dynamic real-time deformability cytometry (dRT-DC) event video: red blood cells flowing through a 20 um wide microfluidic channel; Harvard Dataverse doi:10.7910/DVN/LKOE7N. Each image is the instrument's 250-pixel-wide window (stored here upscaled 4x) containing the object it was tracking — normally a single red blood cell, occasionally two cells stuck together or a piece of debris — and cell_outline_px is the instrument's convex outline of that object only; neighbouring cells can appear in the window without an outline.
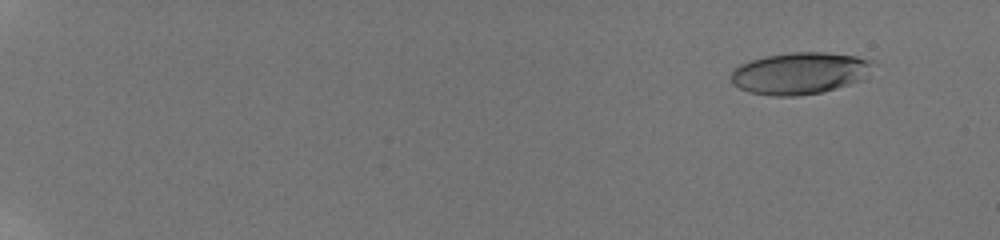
{"species": "human", "species_latin": "Homo sapiens", "temperature_condition": "room temperature", "stored_images_in_passage": 101, "camera_frame_rate_fps": 3000, "um_per_image_px": 0.085, "donor": {"sex": "male"}, "frame": {"image": 1, "passage_image": 4, "time_ms": 0.333, "image_size_px": [1000, 240], "cell_outline_px": [[868, 64], [864, 80], [836, 88], [820, 92], [796, 96], [772, 96], [748, 92], [732, 84], [728, 76], [740, 64], [748, 60], [768, 56], [792, 52], [828, 52], [856, 56], [868, 60]], "centroid_in_image_um": [67.88, 6.23], "position_along_channel_um": 17.1, "area_um2": 34.33}}
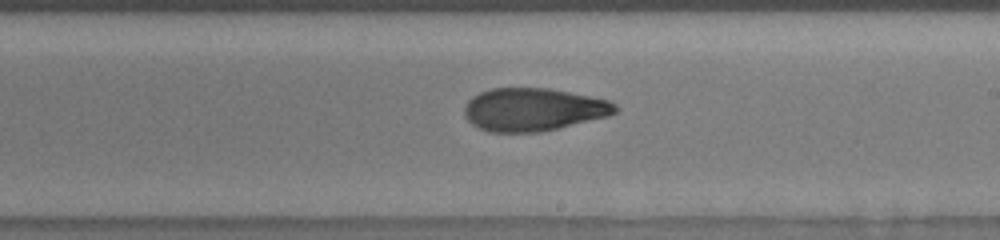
{"frame": {"image": 2, "passage_image": 77, "time_ms": 11.333, "image_size_px": [1000, 240], "cell_outline_px": [[620, 108], [616, 112], [608, 116], [540, 132], [488, 132], [472, 124], [464, 116], [464, 108], [468, 100], [472, 96], [480, 92], [492, 88], [548, 88], [608, 100], [616, 104]], "centroid_in_image_um": [45.31, 9.31], "position_along_channel_um": 243.7, "area_um2": 37.63}}
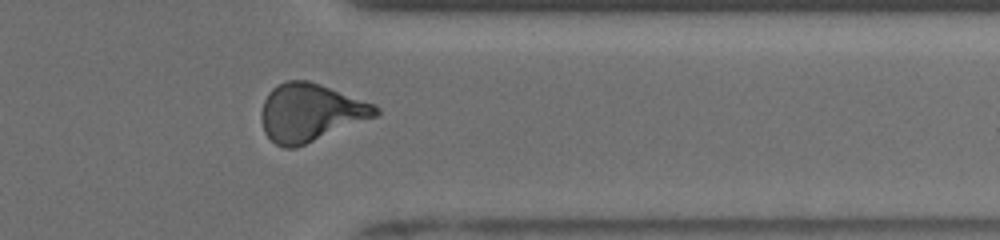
{"frame": {"image": 3, "passage_image": 92, "time_ms": 15.0, "image_size_px": [1000, 240], "cell_outline_px": [[380, 116], [296, 148], [284, 148], [276, 144], [264, 132], [260, 116], [260, 112], [264, 100], [268, 92], [276, 84], [288, 80], [308, 80], [320, 84], [376, 104], [380, 108]], "centroid_in_image_um": [26.41, 9.57], "position_along_channel_um": 385.0, "area_um2": 39.13}, "authors_computed_cell_mechanics": {"area_um2": 36.125, "velocity_mm_per_s": 3.8722, "shape_relaxation_time_tau1_ms": 5.7126, "shape_relaxation_time_tau2_ms": 3.0062, "deformation_change_tau1": 0.2086, "deformation_change_tau2": 0.0872}}